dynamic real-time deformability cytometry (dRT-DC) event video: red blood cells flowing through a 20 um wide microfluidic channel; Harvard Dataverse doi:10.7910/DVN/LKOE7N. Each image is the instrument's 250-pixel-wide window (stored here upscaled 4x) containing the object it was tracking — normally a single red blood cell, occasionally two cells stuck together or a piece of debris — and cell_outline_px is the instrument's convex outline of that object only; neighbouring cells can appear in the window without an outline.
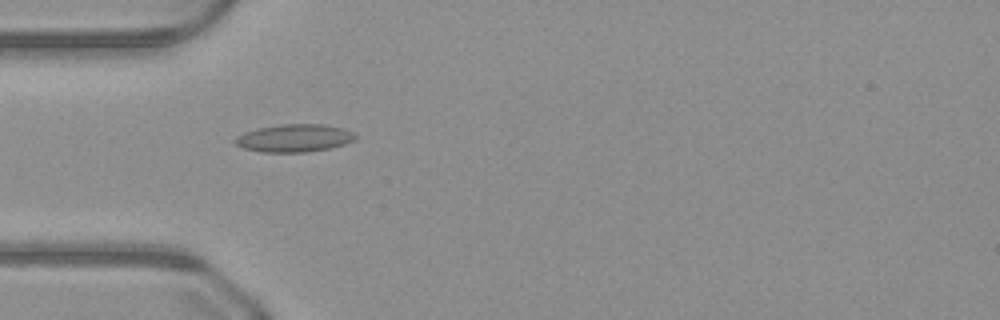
{"species": "common noctule bat (a hibernating species)", "species_latin": "Nyctalus noctula", "temperature_condition": "warm", "stored_images_in_passage": 50, "camera_frame_rate_fps": 3000, "um_per_image_px": 0.085, "animal": {"sex": "male", "body_mass_g": 23.1, "forearm_length_mm": 52.7}, "frame": {"image": 1, "passage_image": 15, "time_ms": 4.667, "image_size_px": [1000, 320], "cell_outline_px": [[356, 140], [332, 148], [308, 152], [260, 152], [244, 148], [236, 144], [232, 140], [236, 136], [244, 132], [256, 128], [280, 124], [324, 124], [344, 128], [352, 132], [356, 136]], "centroid_in_image_um": [25.01, 11.73], "position_along_channel_um": 60.0, "area_um2": 19.71}}
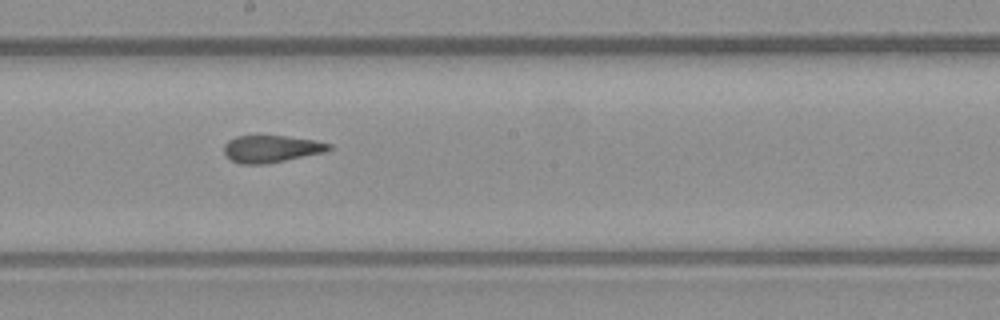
{"frame": {"image": 2, "passage_image": 27, "time_ms": 8.667, "image_size_px": [1000, 320], "cell_outline_px": [[332, 148], [328, 152], [264, 164], [240, 164], [232, 160], [224, 152], [224, 144], [228, 140], [236, 136], [256, 132], [316, 140], [332, 144]], "centroid_in_image_um": [23.06, 12.6], "position_along_channel_um": 225.1, "area_um2": 17.4}}
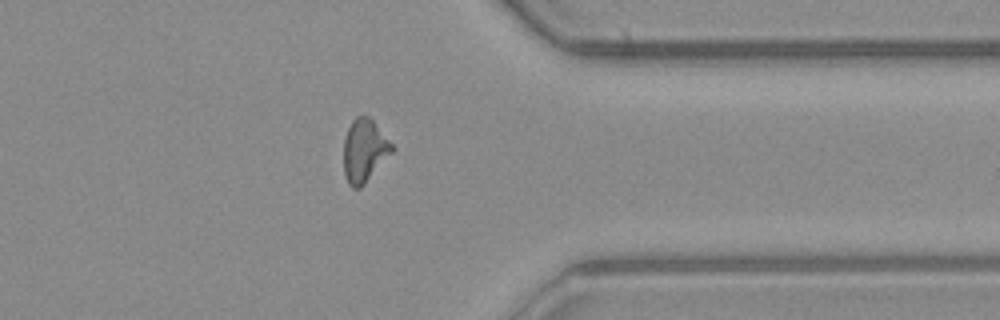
{"frame": {"image": 3, "passage_image": 39, "time_ms": 12.667, "image_size_px": [1000, 320], "cell_outline_px": [[396, 148], [364, 184], [360, 188], [352, 188], [348, 184], [344, 172], [344, 140], [348, 128], [352, 120], [356, 116], [368, 116], [372, 120]], "centroid_in_image_um": [30.97, 12.81], "position_along_channel_um": 380.4, "area_um2": 17.57}}